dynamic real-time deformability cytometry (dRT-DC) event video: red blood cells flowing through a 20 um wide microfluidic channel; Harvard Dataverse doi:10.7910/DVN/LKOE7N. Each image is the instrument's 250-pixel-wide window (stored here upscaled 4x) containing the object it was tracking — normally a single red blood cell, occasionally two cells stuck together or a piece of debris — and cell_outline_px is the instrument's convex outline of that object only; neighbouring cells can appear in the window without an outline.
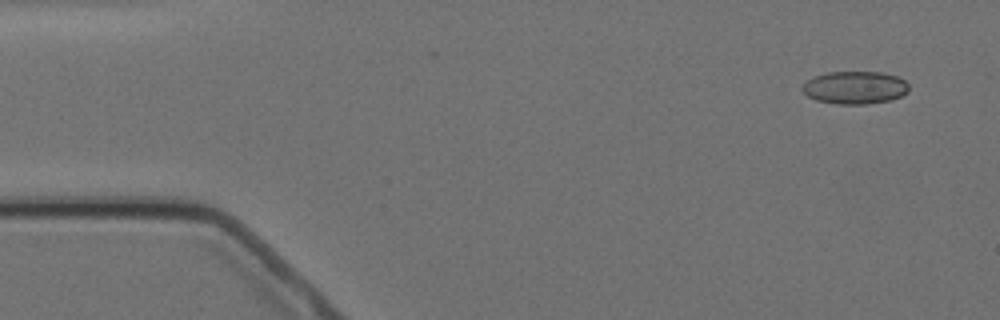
{"species": "Egyptian fruit bat (a non-hibernating species)", "species_latin": "Rousettus aegyptiacus", "temperature_condition": "cold", "stored_images_in_passage": 6, "camera_frame_rate_fps": 3000, "um_per_image_px": 0.085, "animal": {"sex": "female"}, "frame": {"image": 1, "passage_image": 1, "time_ms": 0.0, "image_size_px": [1000, 320], "cell_outline_px": [[908, 92], [892, 100], [864, 104], [836, 104], [816, 100], [808, 96], [800, 88], [808, 80], [816, 76], [828, 72], [880, 72], [896, 76], [904, 80], [908, 84]], "centroid_in_image_um": [72.67, 7.45], "position_along_channel_um": 12.3, "area_um2": 20.23}}
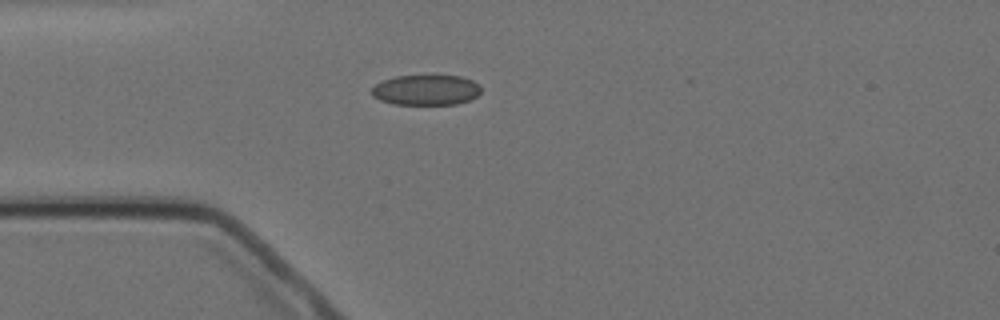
{"frame": {"image": 2, "passage_image": 4, "time_ms": 3.667, "image_size_px": [1000, 320], "cell_outline_px": [[480, 92], [476, 96], [468, 100], [456, 104], [392, 104], [380, 100], [372, 96], [372, 88], [380, 80], [396, 76], [460, 76], [472, 80], [480, 84]], "centroid_in_image_um": [36.19, 7.64], "position_along_channel_um": 48.8, "area_um2": 19.31}}